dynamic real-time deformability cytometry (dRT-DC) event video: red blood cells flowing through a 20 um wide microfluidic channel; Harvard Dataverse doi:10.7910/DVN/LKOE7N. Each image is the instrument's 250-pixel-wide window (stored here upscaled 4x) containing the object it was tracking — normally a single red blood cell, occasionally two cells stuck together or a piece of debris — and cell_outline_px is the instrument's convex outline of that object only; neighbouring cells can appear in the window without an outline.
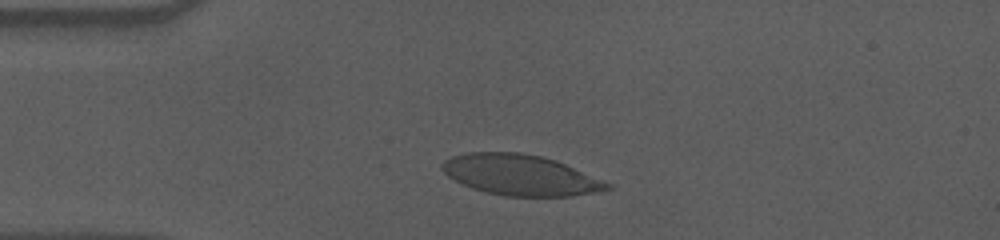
{"species": "human", "species_latin": "Homo sapiens", "temperature_condition": "cold", "stored_images_in_passage": 37, "camera_frame_rate_fps": 3000, "um_per_image_px": 0.085, "donor": {"sex": "male"}, "frame": {"image": 1, "passage_image": 3, "time_ms": 0.667, "image_size_px": [1000, 240], "cell_outline_px": [[616, 184], [612, 188], [600, 192], [572, 196], [504, 196], [484, 192], [460, 184], [448, 176], [440, 168], [440, 164], [444, 160], [452, 156], [468, 152], [520, 152], [540, 156], [556, 160]], "centroid_in_image_um": [44.28, 14.88], "position_along_channel_um": 40.7, "area_um2": 39.77}}
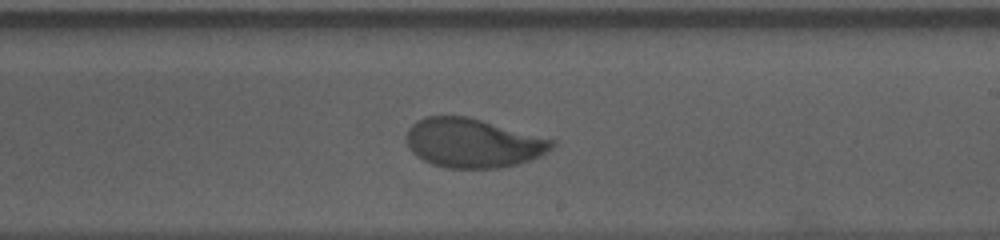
{"frame": {"image": 2, "passage_image": 23, "time_ms": 7.333, "image_size_px": [1000, 240], "cell_outline_px": [[556, 144], [552, 148], [540, 156], [516, 164], [500, 168], [448, 168], [432, 164], [416, 156], [408, 148], [404, 136], [408, 128], [416, 120], [424, 116], [468, 116], [556, 140]], "centroid_in_image_um": [40.16, 12.14], "position_along_channel_um": 248.8, "area_um2": 41.96}}
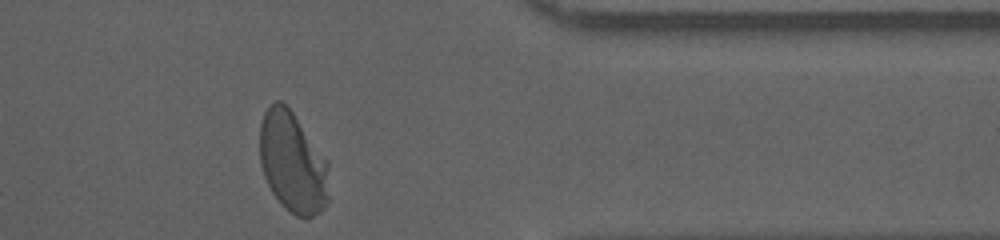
{"frame": {"image": 3, "passage_image": 36, "time_ms": 11.667, "image_size_px": [1000, 240], "cell_outline_px": [[328, 200], [324, 208], [320, 212], [312, 216], [296, 216], [280, 204], [272, 192], [264, 176], [260, 164], [260, 124], [264, 112], [276, 100], [280, 100], [292, 112], [328, 160]], "centroid_in_image_um": [24.87, 13.82], "position_along_channel_um": 386.5, "area_um2": 40.52}, "authors_computed_cell_mechanics": {"area_um2": 42.0784, "velocity_mm_per_s": 3.5353, "shape_relaxation_time_tau1_ms": 5.0408, "shape_relaxation_time_tau2_ms": null, "deformation_change_tau1": 0.188, "deformation_change_tau2": null}}